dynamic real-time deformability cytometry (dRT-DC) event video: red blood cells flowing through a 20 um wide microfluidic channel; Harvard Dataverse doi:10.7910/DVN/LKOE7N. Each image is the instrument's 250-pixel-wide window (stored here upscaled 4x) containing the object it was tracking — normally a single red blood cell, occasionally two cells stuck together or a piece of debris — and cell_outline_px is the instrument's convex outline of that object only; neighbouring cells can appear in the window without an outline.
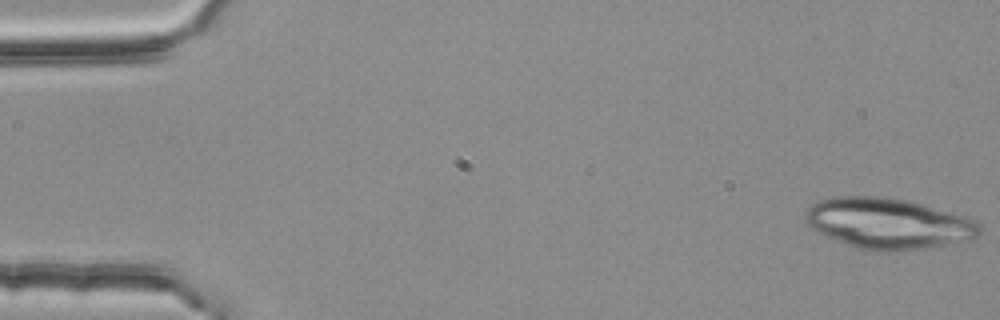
{"species": "common noctule bat (a hibernating species)", "species_latin": "Nyctalus noctula", "temperature_condition": "room temperature", "stored_images_in_passage": 4, "camera_frame_rate_fps": 3000, "um_per_image_px": 0.085, "animal": {"sex": "female", "body_mass_g": 25.1}, "frame": {"image": 1, "passage_image": 1, "time_ms": 0.0, "image_size_px": [1000, 320], "cell_outline_px": [[980, 232], [972, 240], [924, 248], [888, 252], [876, 252], [856, 248], [828, 236], [812, 228], [804, 220], [804, 212], [812, 204], [820, 200], [836, 196], [884, 196], [908, 200], [964, 216], [980, 224]], "centroid_in_image_um": [75.48, 18.99], "position_along_channel_um": 9.5, "area_um2": 51.5}}